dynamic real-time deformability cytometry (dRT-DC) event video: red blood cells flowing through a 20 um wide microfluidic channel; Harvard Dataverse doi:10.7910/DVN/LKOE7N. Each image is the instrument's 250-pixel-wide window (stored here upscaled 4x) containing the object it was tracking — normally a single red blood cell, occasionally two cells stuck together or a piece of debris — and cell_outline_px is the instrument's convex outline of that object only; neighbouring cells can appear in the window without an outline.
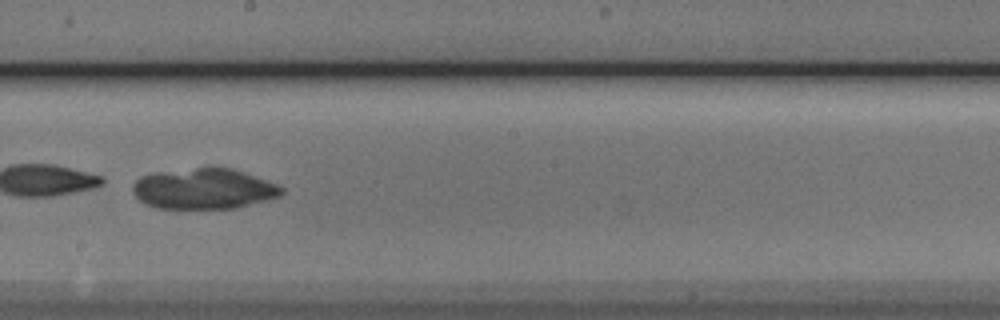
{"species": "Egyptian fruit bat (a non-hibernating species)", "species_latin": "Rousettus aegyptiacus", "temperature_condition": "cold", "stored_images_in_passage": 10, "camera_frame_rate_fps": 3000, "um_per_image_px": 0.085, "animal": {"sex": "male"}, "frame": {"image": 1, "passage_image": 10, "time_ms": 10.333, "image_size_px": [1000, 320], "cell_outline_px": [[284, 192], [280, 196], [236, 208], [156, 208], [144, 204], [132, 192], [132, 184], [140, 176], [156, 172], [196, 168], [232, 168], [276, 184], [284, 188]], "centroid_in_image_um": [17.28, 16.05], "position_along_channel_um": 230.9, "area_um2": 35.03}}